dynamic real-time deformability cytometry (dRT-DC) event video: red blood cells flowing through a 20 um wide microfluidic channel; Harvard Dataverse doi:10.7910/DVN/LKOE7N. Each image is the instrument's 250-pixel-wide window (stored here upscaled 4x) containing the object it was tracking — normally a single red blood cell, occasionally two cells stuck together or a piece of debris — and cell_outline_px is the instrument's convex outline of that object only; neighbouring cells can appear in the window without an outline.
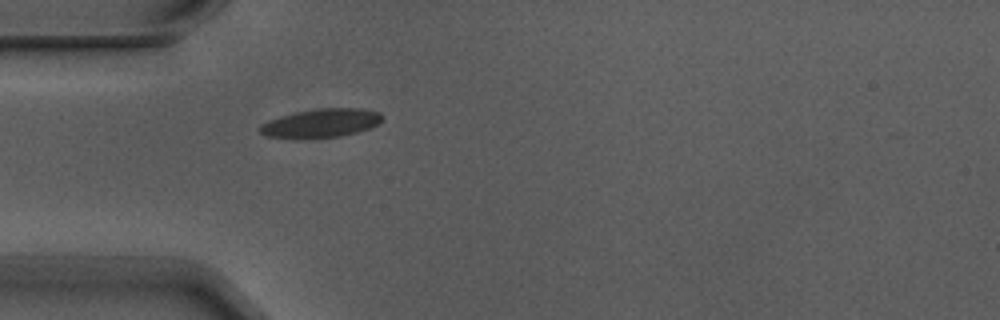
{"species": "Egyptian fruit bat (a non-hibernating species)", "species_latin": "Rousettus aegyptiacus", "temperature_condition": "warm", "stored_images_in_passage": 1, "camera_frame_rate_fps": 3000, "um_per_image_px": 0.085, "animal": {"sex": "male"}, "frame": {"image": 1, "passage_image": 1, "time_ms": 0.0, "image_size_px": [1000, 320], "cell_outline_px": [[384, 120], [380, 124], [356, 132], [340, 136], [264, 136], [256, 128], [260, 124], [268, 120], [280, 116], [296, 112], [316, 108], [360, 108], [380, 112], [384, 116]], "centroid_in_image_um": [27.34, 10.42], "position_along_channel_um": 57.7, "area_um2": 20.0}}